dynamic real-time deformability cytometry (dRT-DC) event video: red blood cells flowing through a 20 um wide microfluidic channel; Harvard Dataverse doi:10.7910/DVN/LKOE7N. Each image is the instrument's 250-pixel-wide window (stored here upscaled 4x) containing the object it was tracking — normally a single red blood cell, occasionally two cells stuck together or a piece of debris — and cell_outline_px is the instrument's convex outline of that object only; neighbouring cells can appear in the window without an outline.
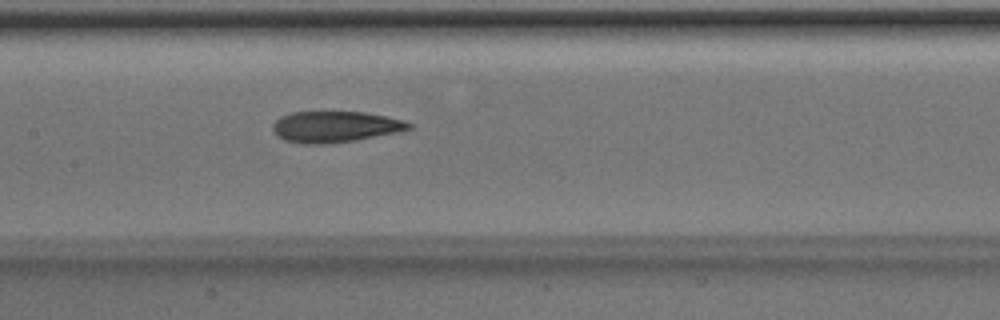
{"species": "Egyptian fruit bat (a non-hibernating species)", "species_latin": "Rousettus aegyptiacus", "temperature_condition": "room temperature", "stored_images_in_passage": 50, "camera_frame_rate_fps": 3000, "um_per_image_px": 0.085, "animal": {"sex": "male"}, "frame": {"image": 1, "passage_image": 24, "time_ms": 7.667, "image_size_px": [1000, 320], "cell_outline_px": [[416, 124], [412, 128], [396, 132], [356, 140], [324, 144], [300, 144], [284, 140], [276, 136], [272, 128], [272, 124], [280, 116], [292, 112], [364, 112], [404, 120]], "centroid_in_image_um": [28.46, 10.78], "position_along_channel_um": 178.9, "area_um2": 24.8}}
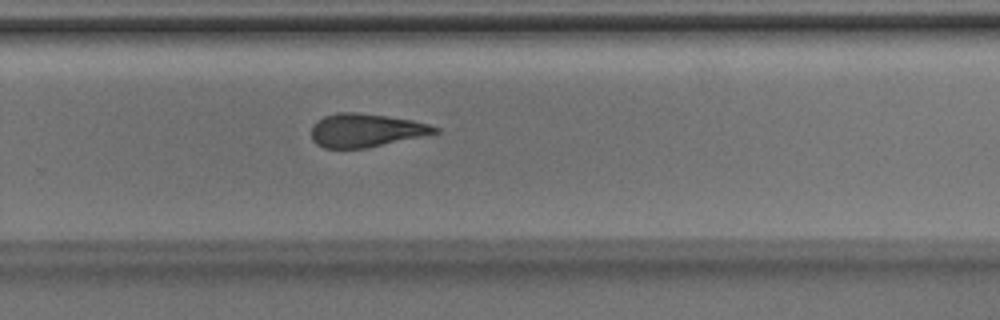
{"frame": {"image": 2, "passage_image": 33, "time_ms": 10.667, "image_size_px": [1000, 320], "cell_outline_px": [[440, 132], [368, 148], [324, 148], [316, 144], [312, 140], [312, 124], [316, 120], [324, 116], [340, 112], [360, 112], [388, 116], [412, 120], [428, 124], [440, 128]], "centroid_in_image_um": [31.08, 11.07], "position_along_channel_um": 298.7, "area_um2": 24.16}}
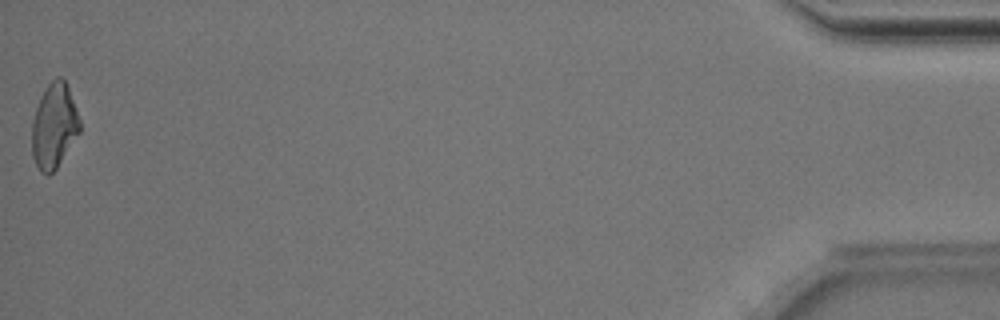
{"frame": {"image": 3, "passage_image": 50, "time_ms": 16.333, "image_size_px": [1000, 320], "cell_outline_px": [[80, 132], [56, 168], [48, 176], [40, 172], [32, 156], [32, 120], [40, 96], [48, 84], [56, 76], [60, 76], [64, 80], [68, 88], [76, 108], [80, 120]], "centroid_in_image_um": [4.58, 10.71], "position_along_channel_um": 430.6, "area_um2": 23.58}, "authors_computed_cell_mechanics": {"area_um2": 24.6228, "velocity_mm_per_s": 4.0193, "shape_relaxation_time_tau1_ms": 9.7551, "shape_relaxation_time_tau2_ms": 5.4317, "deformation_change_tau1": 0.2321, "deformation_change_tau2": 0.159}}